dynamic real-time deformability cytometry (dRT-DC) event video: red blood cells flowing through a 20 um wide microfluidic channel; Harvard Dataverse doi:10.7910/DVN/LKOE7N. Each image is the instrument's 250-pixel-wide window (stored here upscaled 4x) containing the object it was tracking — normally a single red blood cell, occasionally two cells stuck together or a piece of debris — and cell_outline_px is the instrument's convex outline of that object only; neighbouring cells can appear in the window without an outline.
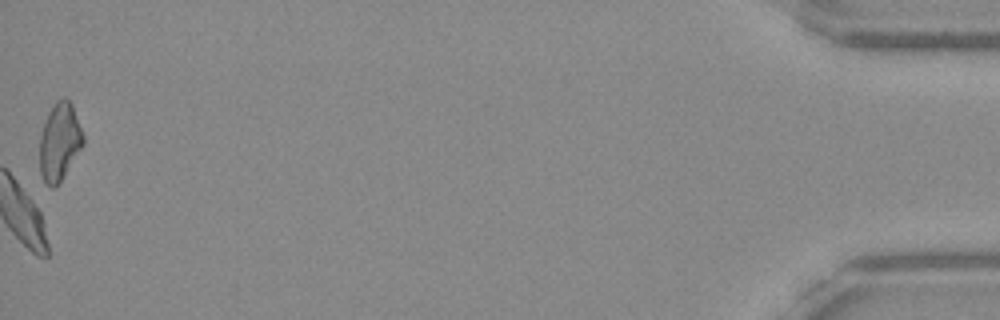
{"species": "Egyptian fruit bat (a non-hibernating species)", "species_latin": "Rousettus aegyptiacus", "temperature_condition": "warm", "stored_images_in_passage": 52, "camera_frame_rate_fps": 3000, "um_per_image_px": 0.085, "frame": {"image": 1, "passage_image": 52, "time_ms": 17.0, "image_size_px": [1000, 320], "cell_outline_px": [[84, 144], [60, 180], [52, 188], [44, 180], [40, 172], [40, 136], [48, 112], [56, 100], [64, 96], [72, 104], [84, 136]], "centroid_in_image_um": [5.06, 11.99], "position_along_channel_um": 430.1, "area_um2": 19.31}, "authors_computed_cell_mechanics": {"area_um2": 20.1144, "velocity_mm_per_s": 3.8776, "shape_relaxation_time_tau1_ms": 6.6087, "shape_relaxation_time_tau2_ms": 2.4512, "deformation_change_tau1": 0.2095, "deformation_change_tau2": 0.0971}}